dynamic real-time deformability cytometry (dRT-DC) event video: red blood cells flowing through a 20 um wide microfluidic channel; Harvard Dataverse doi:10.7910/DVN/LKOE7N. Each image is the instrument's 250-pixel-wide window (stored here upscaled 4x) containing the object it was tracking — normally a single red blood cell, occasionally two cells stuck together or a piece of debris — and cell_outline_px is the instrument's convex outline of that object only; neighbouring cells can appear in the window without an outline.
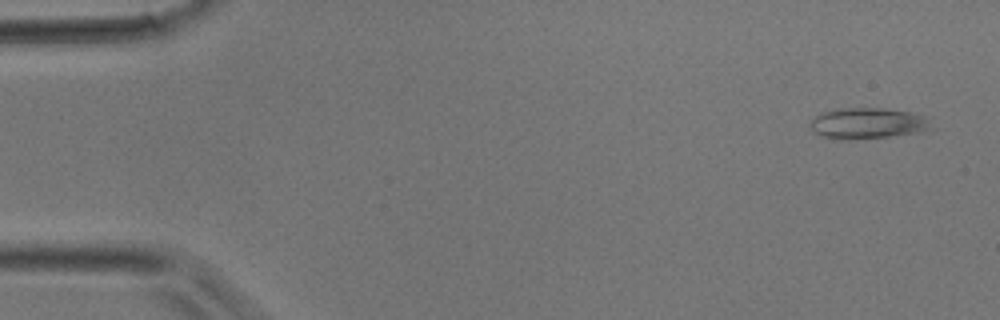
{"species": "common noctule bat (a hibernating species)", "species_latin": "Nyctalus noctula", "temperature_condition": "room temperature", "stored_images_in_passage": 4, "camera_frame_rate_fps": 3000, "um_per_image_px": 0.085, "animal": {"sex": "male", "body_mass_g": 17.9}, "frame": {"image": 1, "passage_image": 1, "time_ms": 0.0, "image_size_px": [1000, 320], "cell_outline_px": [[928, 128], [920, 132], [888, 136], [848, 140], [836, 140], [820, 136], [808, 124], [820, 112], [836, 108], [884, 108], [912, 112], [928, 116]], "centroid_in_image_um": [73.69, 10.47], "position_along_channel_um": 11.3, "area_um2": 21.91}}
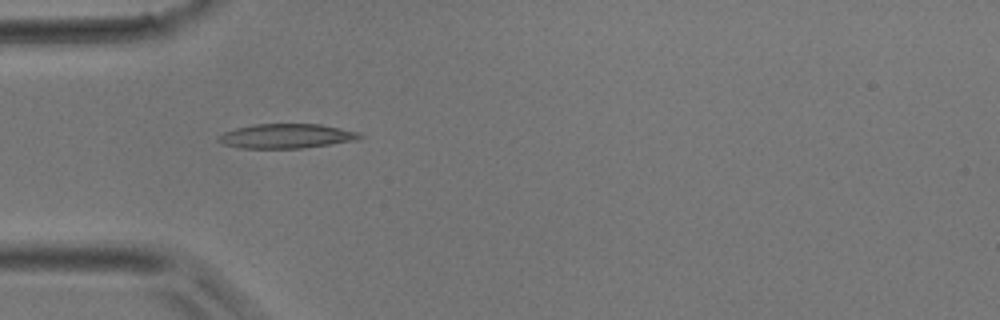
{"frame": {"image": 2, "passage_image": 3, "time_ms": 3.333, "image_size_px": [1000, 320], "cell_outline_px": [[364, 136], [356, 140], [304, 148], [240, 148], [224, 144], [216, 140], [224, 132], [236, 128], [252, 124], [320, 124], [360, 132]], "centroid_in_image_um": [24.35, 11.56], "position_along_channel_um": 60.6, "area_um2": 20.11}}
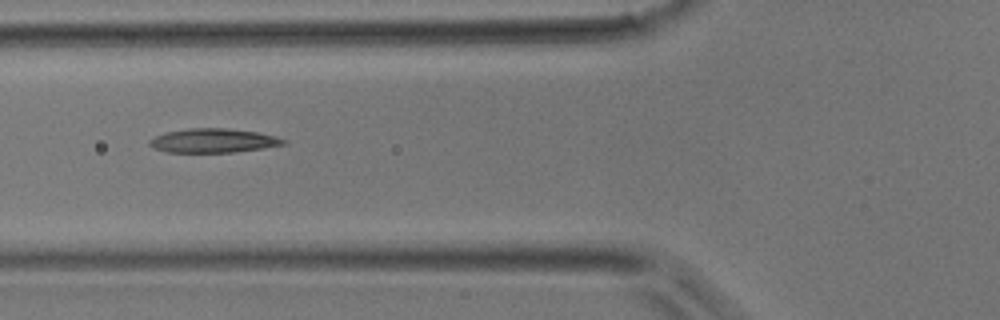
{"frame": {"image": 3, "passage_image": 4, "time_ms": 4.333, "image_size_px": [1000, 320], "cell_outline_px": [[288, 144], [264, 148], [236, 152], [168, 152], [156, 148], [148, 144], [148, 140], [156, 136], [168, 132], [192, 128], [224, 128], [256, 132], [276, 136], [288, 140]], "centroid_in_image_um": [18.2, 11.96], "position_along_channel_um": 107.6, "area_um2": 18.67}}